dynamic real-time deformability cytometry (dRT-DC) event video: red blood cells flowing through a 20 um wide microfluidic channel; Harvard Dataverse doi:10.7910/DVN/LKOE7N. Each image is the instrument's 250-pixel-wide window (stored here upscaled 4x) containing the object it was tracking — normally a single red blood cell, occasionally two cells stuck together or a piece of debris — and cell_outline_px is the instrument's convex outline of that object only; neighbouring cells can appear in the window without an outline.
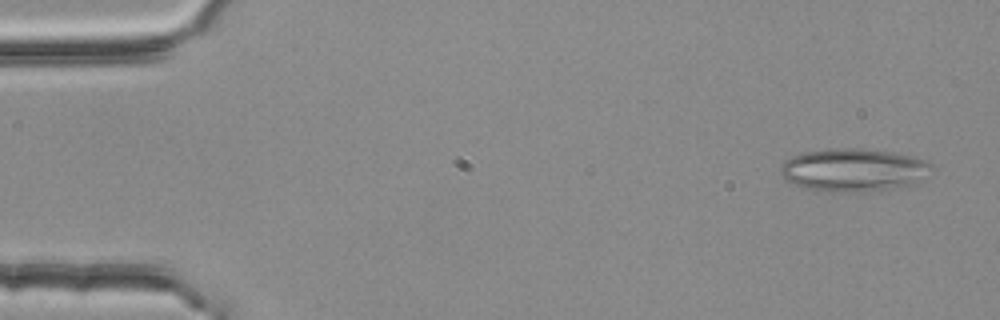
{"species": "common noctule bat (a hibernating species)", "species_latin": "Nyctalus noctula", "temperature_condition": "room temperature", "stored_images_in_passage": 54, "camera_frame_rate_fps": 3000, "um_per_image_px": 0.085, "animal": {"sex": "female", "body_mass_g": 25.1}, "frame": {"image": 1, "passage_image": 3, "time_ms": 0.667, "image_size_px": [1000, 320], "cell_outline_px": [[936, 168], [920, 184], [896, 188], [856, 192], [832, 192], [808, 188], [784, 180], [780, 176], [780, 168], [784, 160], [792, 156], [804, 152], [836, 148], [860, 148], [892, 152], [912, 156], [924, 160], [932, 164]], "centroid_in_image_um": [72.63, 14.45], "position_along_channel_um": 12.4, "area_um2": 38.44}}
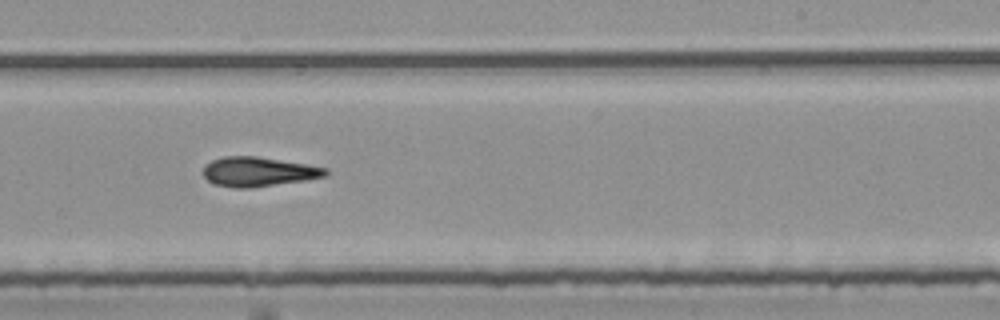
{"frame": {"image": 2, "passage_image": 33, "time_ms": 10.667, "image_size_px": [1000, 320], "cell_outline_px": [[328, 176], [304, 180], [248, 188], [236, 188], [216, 184], [208, 180], [204, 176], [204, 164], [212, 160], [224, 156], [256, 156], [328, 168]], "centroid_in_image_um": [21.95, 14.59], "position_along_channel_um": 267.0, "area_um2": 20.75}}
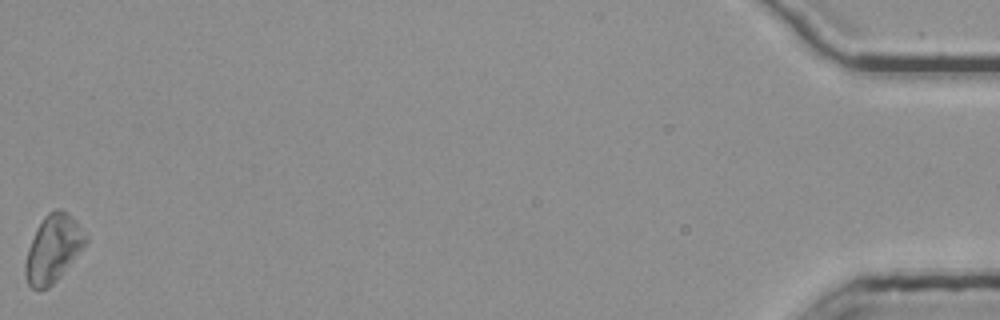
{"frame": {"image": 3, "passage_image": 54, "time_ms": 17.667, "image_size_px": [1000, 320], "cell_outline_px": [[88, 240], [60, 276], [48, 288], [40, 292], [32, 288], [28, 284], [24, 276], [24, 264], [28, 248], [36, 228], [44, 216], [48, 212], [56, 208], [60, 208], [84, 228]], "centroid_in_image_um": [4.48, 21.15], "position_along_channel_um": 430.7, "area_um2": 23.64}}